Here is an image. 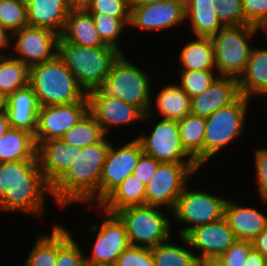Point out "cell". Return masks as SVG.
Instances as JSON below:
<instances>
[{
    "label": "cell",
    "mask_w": 267,
    "mask_h": 266,
    "mask_svg": "<svg viewBox=\"0 0 267 266\" xmlns=\"http://www.w3.org/2000/svg\"><path fill=\"white\" fill-rule=\"evenodd\" d=\"M51 187L37 160L0 162V212H23L40 219Z\"/></svg>",
    "instance_id": "obj_1"
},
{
    "label": "cell",
    "mask_w": 267,
    "mask_h": 266,
    "mask_svg": "<svg viewBox=\"0 0 267 266\" xmlns=\"http://www.w3.org/2000/svg\"><path fill=\"white\" fill-rule=\"evenodd\" d=\"M107 139L105 136L96 144L83 148L76 146V159L51 188L52 198L59 208L78 202L95 204V207L99 205L100 176L111 145Z\"/></svg>",
    "instance_id": "obj_2"
},
{
    "label": "cell",
    "mask_w": 267,
    "mask_h": 266,
    "mask_svg": "<svg viewBox=\"0 0 267 266\" xmlns=\"http://www.w3.org/2000/svg\"><path fill=\"white\" fill-rule=\"evenodd\" d=\"M143 69L139 68L120 53L114 60L110 72L99 90L108 96L116 97L126 103L140 108L144 113V123L155 116L152 85L153 80Z\"/></svg>",
    "instance_id": "obj_3"
},
{
    "label": "cell",
    "mask_w": 267,
    "mask_h": 266,
    "mask_svg": "<svg viewBox=\"0 0 267 266\" xmlns=\"http://www.w3.org/2000/svg\"><path fill=\"white\" fill-rule=\"evenodd\" d=\"M57 54L75 76L80 87L89 93L102 86L120 52L108 45L85 47L73 44L59 36Z\"/></svg>",
    "instance_id": "obj_4"
},
{
    "label": "cell",
    "mask_w": 267,
    "mask_h": 266,
    "mask_svg": "<svg viewBox=\"0 0 267 266\" xmlns=\"http://www.w3.org/2000/svg\"><path fill=\"white\" fill-rule=\"evenodd\" d=\"M29 85L40 107L71 104L87 96L58 54L49 61L30 67Z\"/></svg>",
    "instance_id": "obj_5"
},
{
    "label": "cell",
    "mask_w": 267,
    "mask_h": 266,
    "mask_svg": "<svg viewBox=\"0 0 267 266\" xmlns=\"http://www.w3.org/2000/svg\"><path fill=\"white\" fill-rule=\"evenodd\" d=\"M160 209V210H159ZM161 207L137 205L123 208L114 214L124 224L130 245L154 248L172 238V221Z\"/></svg>",
    "instance_id": "obj_6"
},
{
    "label": "cell",
    "mask_w": 267,
    "mask_h": 266,
    "mask_svg": "<svg viewBox=\"0 0 267 266\" xmlns=\"http://www.w3.org/2000/svg\"><path fill=\"white\" fill-rule=\"evenodd\" d=\"M250 99L240 95L233 103L205 117L204 164L243 136Z\"/></svg>",
    "instance_id": "obj_7"
},
{
    "label": "cell",
    "mask_w": 267,
    "mask_h": 266,
    "mask_svg": "<svg viewBox=\"0 0 267 266\" xmlns=\"http://www.w3.org/2000/svg\"><path fill=\"white\" fill-rule=\"evenodd\" d=\"M254 35V25L248 23L224 26L211 37L218 75L240 77L249 60Z\"/></svg>",
    "instance_id": "obj_8"
},
{
    "label": "cell",
    "mask_w": 267,
    "mask_h": 266,
    "mask_svg": "<svg viewBox=\"0 0 267 266\" xmlns=\"http://www.w3.org/2000/svg\"><path fill=\"white\" fill-rule=\"evenodd\" d=\"M190 189V190H189ZM188 184L178 197L171 218L188 227H183L177 236H185L195 227L218 221L224 217L227 199L201 189L191 190Z\"/></svg>",
    "instance_id": "obj_9"
},
{
    "label": "cell",
    "mask_w": 267,
    "mask_h": 266,
    "mask_svg": "<svg viewBox=\"0 0 267 266\" xmlns=\"http://www.w3.org/2000/svg\"><path fill=\"white\" fill-rule=\"evenodd\" d=\"M201 167L197 163L161 162L146 185V205L173 211L178 197Z\"/></svg>",
    "instance_id": "obj_10"
},
{
    "label": "cell",
    "mask_w": 267,
    "mask_h": 266,
    "mask_svg": "<svg viewBox=\"0 0 267 266\" xmlns=\"http://www.w3.org/2000/svg\"><path fill=\"white\" fill-rule=\"evenodd\" d=\"M102 214L101 225L92 223L91 233L95 232V242L92 244L90 255H85L88 265H114L118 256L130 245L124 224L112 213L105 212L96 206ZM97 232V233H96Z\"/></svg>",
    "instance_id": "obj_11"
},
{
    "label": "cell",
    "mask_w": 267,
    "mask_h": 266,
    "mask_svg": "<svg viewBox=\"0 0 267 266\" xmlns=\"http://www.w3.org/2000/svg\"><path fill=\"white\" fill-rule=\"evenodd\" d=\"M151 129L148 134L143 133L136 137L144 154L159 162L196 163L182 147L178 121L161 118Z\"/></svg>",
    "instance_id": "obj_12"
},
{
    "label": "cell",
    "mask_w": 267,
    "mask_h": 266,
    "mask_svg": "<svg viewBox=\"0 0 267 266\" xmlns=\"http://www.w3.org/2000/svg\"><path fill=\"white\" fill-rule=\"evenodd\" d=\"M59 36L51 29L28 25L12 33L11 49L15 53L10 55L29 68L42 64L57 55Z\"/></svg>",
    "instance_id": "obj_13"
},
{
    "label": "cell",
    "mask_w": 267,
    "mask_h": 266,
    "mask_svg": "<svg viewBox=\"0 0 267 266\" xmlns=\"http://www.w3.org/2000/svg\"><path fill=\"white\" fill-rule=\"evenodd\" d=\"M120 147H109L99 182V204L129 175L137 165L143 149L140 141L134 138Z\"/></svg>",
    "instance_id": "obj_14"
},
{
    "label": "cell",
    "mask_w": 267,
    "mask_h": 266,
    "mask_svg": "<svg viewBox=\"0 0 267 266\" xmlns=\"http://www.w3.org/2000/svg\"><path fill=\"white\" fill-rule=\"evenodd\" d=\"M89 111L87 96L79 102L65 105L41 106L34 134L36 145L42 141L60 139Z\"/></svg>",
    "instance_id": "obj_15"
},
{
    "label": "cell",
    "mask_w": 267,
    "mask_h": 266,
    "mask_svg": "<svg viewBox=\"0 0 267 266\" xmlns=\"http://www.w3.org/2000/svg\"><path fill=\"white\" fill-rule=\"evenodd\" d=\"M89 112L100 124L105 135L122 125L143 122L145 113L133 104L103 94L99 89L87 93ZM118 126V127H117Z\"/></svg>",
    "instance_id": "obj_16"
},
{
    "label": "cell",
    "mask_w": 267,
    "mask_h": 266,
    "mask_svg": "<svg viewBox=\"0 0 267 266\" xmlns=\"http://www.w3.org/2000/svg\"><path fill=\"white\" fill-rule=\"evenodd\" d=\"M132 28L141 31H160L177 27L185 20V6L175 0H163L142 6H130Z\"/></svg>",
    "instance_id": "obj_17"
},
{
    "label": "cell",
    "mask_w": 267,
    "mask_h": 266,
    "mask_svg": "<svg viewBox=\"0 0 267 266\" xmlns=\"http://www.w3.org/2000/svg\"><path fill=\"white\" fill-rule=\"evenodd\" d=\"M198 259L219 258L237 240L226 219L193 228L184 236Z\"/></svg>",
    "instance_id": "obj_18"
},
{
    "label": "cell",
    "mask_w": 267,
    "mask_h": 266,
    "mask_svg": "<svg viewBox=\"0 0 267 266\" xmlns=\"http://www.w3.org/2000/svg\"><path fill=\"white\" fill-rule=\"evenodd\" d=\"M36 159L45 181L52 188L76 159V145L62 139L42 141L37 144Z\"/></svg>",
    "instance_id": "obj_19"
},
{
    "label": "cell",
    "mask_w": 267,
    "mask_h": 266,
    "mask_svg": "<svg viewBox=\"0 0 267 266\" xmlns=\"http://www.w3.org/2000/svg\"><path fill=\"white\" fill-rule=\"evenodd\" d=\"M239 96L238 78L217 75L205 92L191 98V114L208 117L219 108L233 103Z\"/></svg>",
    "instance_id": "obj_20"
},
{
    "label": "cell",
    "mask_w": 267,
    "mask_h": 266,
    "mask_svg": "<svg viewBox=\"0 0 267 266\" xmlns=\"http://www.w3.org/2000/svg\"><path fill=\"white\" fill-rule=\"evenodd\" d=\"M40 105L30 85L18 89L5 101V111L11 128L24 129L33 135L37 129Z\"/></svg>",
    "instance_id": "obj_21"
},
{
    "label": "cell",
    "mask_w": 267,
    "mask_h": 266,
    "mask_svg": "<svg viewBox=\"0 0 267 266\" xmlns=\"http://www.w3.org/2000/svg\"><path fill=\"white\" fill-rule=\"evenodd\" d=\"M224 218L237 240L253 241L266 227L267 216L257 208L226 201Z\"/></svg>",
    "instance_id": "obj_22"
},
{
    "label": "cell",
    "mask_w": 267,
    "mask_h": 266,
    "mask_svg": "<svg viewBox=\"0 0 267 266\" xmlns=\"http://www.w3.org/2000/svg\"><path fill=\"white\" fill-rule=\"evenodd\" d=\"M240 95L267 97V48L253 45L244 72L238 78Z\"/></svg>",
    "instance_id": "obj_23"
},
{
    "label": "cell",
    "mask_w": 267,
    "mask_h": 266,
    "mask_svg": "<svg viewBox=\"0 0 267 266\" xmlns=\"http://www.w3.org/2000/svg\"><path fill=\"white\" fill-rule=\"evenodd\" d=\"M26 11L29 26L48 28L59 35L69 13L66 0H31Z\"/></svg>",
    "instance_id": "obj_24"
},
{
    "label": "cell",
    "mask_w": 267,
    "mask_h": 266,
    "mask_svg": "<svg viewBox=\"0 0 267 266\" xmlns=\"http://www.w3.org/2000/svg\"><path fill=\"white\" fill-rule=\"evenodd\" d=\"M60 36L67 42L85 47L106 46L98 35L92 15L86 10L69 11Z\"/></svg>",
    "instance_id": "obj_25"
},
{
    "label": "cell",
    "mask_w": 267,
    "mask_h": 266,
    "mask_svg": "<svg viewBox=\"0 0 267 266\" xmlns=\"http://www.w3.org/2000/svg\"><path fill=\"white\" fill-rule=\"evenodd\" d=\"M146 204V186L135 175H129L116 187L98 207L108 213L129 207Z\"/></svg>",
    "instance_id": "obj_26"
},
{
    "label": "cell",
    "mask_w": 267,
    "mask_h": 266,
    "mask_svg": "<svg viewBox=\"0 0 267 266\" xmlns=\"http://www.w3.org/2000/svg\"><path fill=\"white\" fill-rule=\"evenodd\" d=\"M213 0H191L185 6V20L190 21L191 30L196 37H212L224 25L216 15Z\"/></svg>",
    "instance_id": "obj_27"
},
{
    "label": "cell",
    "mask_w": 267,
    "mask_h": 266,
    "mask_svg": "<svg viewBox=\"0 0 267 266\" xmlns=\"http://www.w3.org/2000/svg\"><path fill=\"white\" fill-rule=\"evenodd\" d=\"M34 135L27 130L9 128L0 137V162L37 160Z\"/></svg>",
    "instance_id": "obj_28"
},
{
    "label": "cell",
    "mask_w": 267,
    "mask_h": 266,
    "mask_svg": "<svg viewBox=\"0 0 267 266\" xmlns=\"http://www.w3.org/2000/svg\"><path fill=\"white\" fill-rule=\"evenodd\" d=\"M180 141L185 152L200 166H204L205 117L188 114L178 121Z\"/></svg>",
    "instance_id": "obj_29"
},
{
    "label": "cell",
    "mask_w": 267,
    "mask_h": 266,
    "mask_svg": "<svg viewBox=\"0 0 267 266\" xmlns=\"http://www.w3.org/2000/svg\"><path fill=\"white\" fill-rule=\"evenodd\" d=\"M154 99L162 118L179 121L191 113V98L178 83L161 88Z\"/></svg>",
    "instance_id": "obj_30"
},
{
    "label": "cell",
    "mask_w": 267,
    "mask_h": 266,
    "mask_svg": "<svg viewBox=\"0 0 267 266\" xmlns=\"http://www.w3.org/2000/svg\"><path fill=\"white\" fill-rule=\"evenodd\" d=\"M196 38L187 42L181 49V64L177 70H216L211 37Z\"/></svg>",
    "instance_id": "obj_31"
},
{
    "label": "cell",
    "mask_w": 267,
    "mask_h": 266,
    "mask_svg": "<svg viewBox=\"0 0 267 266\" xmlns=\"http://www.w3.org/2000/svg\"><path fill=\"white\" fill-rule=\"evenodd\" d=\"M171 239L151 248L155 266H197L198 258L196 253L192 251L187 239L184 236H178V239L182 242L179 243L180 246L178 243H171Z\"/></svg>",
    "instance_id": "obj_32"
},
{
    "label": "cell",
    "mask_w": 267,
    "mask_h": 266,
    "mask_svg": "<svg viewBox=\"0 0 267 266\" xmlns=\"http://www.w3.org/2000/svg\"><path fill=\"white\" fill-rule=\"evenodd\" d=\"M30 68L11 55L0 56V94L6 99L29 85Z\"/></svg>",
    "instance_id": "obj_33"
},
{
    "label": "cell",
    "mask_w": 267,
    "mask_h": 266,
    "mask_svg": "<svg viewBox=\"0 0 267 266\" xmlns=\"http://www.w3.org/2000/svg\"><path fill=\"white\" fill-rule=\"evenodd\" d=\"M100 124L95 120L93 115L88 111L80 121L71 127L60 138L65 143L76 145L80 148L96 144L105 137Z\"/></svg>",
    "instance_id": "obj_34"
},
{
    "label": "cell",
    "mask_w": 267,
    "mask_h": 266,
    "mask_svg": "<svg viewBox=\"0 0 267 266\" xmlns=\"http://www.w3.org/2000/svg\"><path fill=\"white\" fill-rule=\"evenodd\" d=\"M57 256V223L52 227L51 234L37 236L23 266H55Z\"/></svg>",
    "instance_id": "obj_35"
},
{
    "label": "cell",
    "mask_w": 267,
    "mask_h": 266,
    "mask_svg": "<svg viewBox=\"0 0 267 266\" xmlns=\"http://www.w3.org/2000/svg\"><path fill=\"white\" fill-rule=\"evenodd\" d=\"M92 15L96 30L102 42L105 45L113 47L120 53L123 50L120 48L119 38H121L124 29L130 23V19H119L118 17H112L106 13L101 12H88Z\"/></svg>",
    "instance_id": "obj_36"
},
{
    "label": "cell",
    "mask_w": 267,
    "mask_h": 266,
    "mask_svg": "<svg viewBox=\"0 0 267 266\" xmlns=\"http://www.w3.org/2000/svg\"><path fill=\"white\" fill-rule=\"evenodd\" d=\"M67 227L57 224V256L55 266H85V254Z\"/></svg>",
    "instance_id": "obj_37"
},
{
    "label": "cell",
    "mask_w": 267,
    "mask_h": 266,
    "mask_svg": "<svg viewBox=\"0 0 267 266\" xmlns=\"http://www.w3.org/2000/svg\"><path fill=\"white\" fill-rule=\"evenodd\" d=\"M179 86L190 98L205 92L217 77V70H177ZM216 72V73H215Z\"/></svg>",
    "instance_id": "obj_38"
},
{
    "label": "cell",
    "mask_w": 267,
    "mask_h": 266,
    "mask_svg": "<svg viewBox=\"0 0 267 266\" xmlns=\"http://www.w3.org/2000/svg\"><path fill=\"white\" fill-rule=\"evenodd\" d=\"M0 25L11 33L28 26L26 6L13 0H0Z\"/></svg>",
    "instance_id": "obj_39"
},
{
    "label": "cell",
    "mask_w": 267,
    "mask_h": 266,
    "mask_svg": "<svg viewBox=\"0 0 267 266\" xmlns=\"http://www.w3.org/2000/svg\"><path fill=\"white\" fill-rule=\"evenodd\" d=\"M216 15L224 26L248 24L242 8V0H213Z\"/></svg>",
    "instance_id": "obj_40"
},
{
    "label": "cell",
    "mask_w": 267,
    "mask_h": 266,
    "mask_svg": "<svg viewBox=\"0 0 267 266\" xmlns=\"http://www.w3.org/2000/svg\"><path fill=\"white\" fill-rule=\"evenodd\" d=\"M114 266H155L152 249L129 245L118 256Z\"/></svg>",
    "instance_id": "obj_41"
},
{
    "label": "cell",
    "mask_w": 267,
    "mask_h": 266,
    "mask_svg": "<svg viewBox=\"0 0 267 266\" xmlns=\"http://www.w3.org/2000/svg\"><path fill=\"white\" fill-rule=\"evenodd\" d=\"M87 12L106 13L119 19H130L129 0H92Z\"/></svg>",
    "instance_id": "obj_42"
},
{
    "label": "cell",
    "mask_w": 267,
    "mask_h": 266,
    "mask_svg": "<svg viewBox=\"0 0 267 266\" xmlns=\"http://www.w3.org/2000/svg\"><path fill=\"white\" fill-rule=\"evenodd\" d=\"M252 248L251 241L236 240L231 247L219 257V259L224 266H244V262Z\"/></svg>",
    "instance_id": "obj_43"
},
{
    "label": "cell",
    "mask_w": 267,
    "mask_h": 266,
    "mask_svg": "<svg viewBox=\"0 0 267 266\" xmlns=\"http://www.w3.org/2000/svg\"><path fill=\"white\" fill-rule=\"evenodd\" d=\"M257 193L260 197L267 191V148L257 147L254 152Z\"/></svg>",
    "instance_id": "obj_44"
},
{
    "label": "cell",
    "mask_w": 267,
    "mask_h": 266,
    "mask_svg": "<svg viewBox=\"0 0 267 266\" xmlns=\"http://www.w3.org/2000/svg\"><path fill=\"white\" fill-rule=\"evenodd\" d=\"M160 163L161 162L157 161L154 157L143 153L140 156L137 165L133 169L132 174L146 186L149 180L153 177V174L156 172Z\"/></svg>",
    "instance_id": "obj_45"
},
{
    "label": "cell",
    "mask_w": 267,
    "mask_h": 266,
    "mask_svg": "<svg viewBox=\"0 0 267 266\" xmlns=\"http://www.w3.org/2000/svg\"><path fill=\"white\" fill-rule=\"evenodd\" d=\"M245 20L254 24L260 17L267 15V0H242Z\"/></svg>",
    "instance_id": "obj_46"
},
{
    "label": "cell",
    "mask_w": 267,
    "mask_h": 266,
    "mask_svg": "<svg viewBox=\"0 0 267 266\" xmlns=\"http://www.w3.org/2000/svg\"><path fill=\"white\" fill-rule=\"evenodd\" d=\"M244 266H267V258L252 248L248 253Z\"/></svg>",
    "instance_id": "obj_47"
},
{
    "label": "cell",
    "mask_w": 267,
    "mask_h": 266,
    "mask_svg": "<svg viewBox=\"0 0 267 266\" xmlns=\"http://www.w3.org/2000/svg\"><path fill=\"white\" fill-rule=\"evenodd\" d=\"M12 42V33L5 27L0 25V56L1 55H10L11 53H3L6 49H11L10 47ZM8 48V49H7Z\"/></svg>",
    "instance_id": "obj_48"
},
{
    "label": "cell",
    "mask_w": 267,
    "mask_h": 266,
    "mask_svg": "<svg viewBox=\"0 0 267 266\" xmlns=\"http://www.w3.org/2000/svg\"><path fill=\"white\" fill-rule=\"evenodd\" d=\"M252 246L267 258V227L252 241Z\"/></svg>",
    "instance_id": "obj_49"
},
{
    "label": "cell",
    "mask_w": 267,
    "mask_h": 266,
    "mask_svg": "<svg viewBox=\"0 0 267 266\" xmlns=\"http://www.w3.org/2000/svg\"><path fill=\"white\" fill-rule=\"evenodd\" d=\"M92 0H66L69 11L87 10Z\"/></svg>",
    "instance_id": "obj_50"
},
{
    "label": "cell",
    "mask_w": 267,
    "mask_h": 266,
    "mask_svg": "<svg viewBox=\"0 0 267 266\" xmlns=\"http://www.w3.org/2000/svg\"><path fill=\"white\" fill-rule=\"evenodd\" d=\"M197 266H224L219 258H203L198 259Z\"/></svg>",
    "instance_id": "obj_51"
},
{
    "label": "cell",
    "mask_w": 267,
    "mask_h": 266,
    "mask_svg": "<svg viewBox=\"0 0 267 266\" xmlns=\"http://www.w3.org/2000/svg\"><path fill=\"white\" fill-rule=\"evenodd\" d=\"M10 128L6 111L0 112V137Z\"/></svg>",
    "instance_id": "obj_52"
},
{
    "label": "cell",
    "mask_w": 267,
    "mask_h": 266,
    "mask_svg": "<svg viewBox=\"0 0 267 266\" xmlns=\"http://www.w3.org/2000/svg\"><path fill=\"white\" fill-rule=\"evenodd\" d=\"M254 30L255 33H257V31L260 29L263 30L264 33L267 34V15L260 17L254 24Z\"/></svg>",
    "instance_id": "obj_53"
},
{
    "label": "cell",
    "mask_w": 267,
    "mask_h": 266,
    "mask_svg": "<svg viewBox=\"0 0 267 266\" xmlns=\"http://www.w3.org/2000/svg\"><path fill=\"white\" fill-rule=\"evenodd\" d=\"M158 1H163V0H129V4L130 6H142V5L153 4Z\"/></svg>",
    "instance_id": "obj_54"
},
{
    "label": "cell",
    "mask_w": 267,
    "mask_h": 266,
    "mask_svg": "<svg viewBox=\"0 0 267 266\" xmlns=\"http://www.w3.org/2000/svg\"><path fill=\"white\" fill-rule=\"evenodd\" d=\"M6 99L0 94V112L5 110Z\"/></svg>",
    "instance_id": "obj_55"
},
{
    "label": "cell",
    "mask_w": 267,
    "mask_h": 266,
    "mask_svg": "<svg viewBox=\"0 0 267 266\" xmlns=\"http://www.w3.org/2000/svg\"><path fill=\"white\" fill-rule=\"evenodd\" d=\"M13 1H15L18 4H22L24 6H27L31 2V0H13Z\"/></svg>",
    "instance_id": "obj_56"
},
{
    "label": "cell",
    "mask_w": 267,
    "mask_h": 266,
    "mask_svg": "<svg viewBox=\"0 0 267 266\" xmlns=\"http://www.w3.org/2000/svg\"><path fill=\"white\" fill-rule=\"evenodd\" d=\"M261 200H263V203H267V191L264 192L261 196H260Z\"/></svg>",
    "instance_id": "obj_57"
},
{
    "label": "cell",
    "mask_w": 267,
    "mask_h": 266,
    "mask_svg": "<svg viewBox=\"0 0 267 266\" xmlns=\"http://www.w3.org/2000/svg\"><path fill=\"white\" fill-rule=\"evenodd\" d=\"M186 6L191 0H175Z\"/></svg>",
    "instance_id": "obj_58"
},
{
    "label": "cell",
    "mask_w": 267,
    "mask_h": 266,
    "mask_svg": "<svg viewBox=\"0 0 267 266\" xmlns=\"http://www.w3.org/2000/svg\"><path fill=\"white\" fill-rule=\"evenodd\" d=\"M85 266H114V265H88L86 264Z\"/></svg>",
    "instance_id": "obj_59"
}]
</instances>
